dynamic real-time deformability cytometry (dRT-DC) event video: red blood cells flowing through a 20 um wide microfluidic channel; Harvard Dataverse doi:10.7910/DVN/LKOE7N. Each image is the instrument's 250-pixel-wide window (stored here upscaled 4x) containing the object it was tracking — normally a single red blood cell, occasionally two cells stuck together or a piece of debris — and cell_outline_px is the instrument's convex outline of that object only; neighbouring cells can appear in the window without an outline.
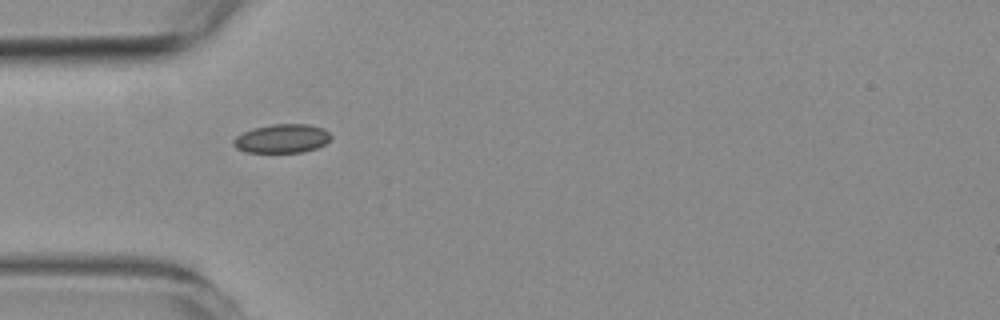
{"species": "common noctule bat (a hibernating species)", "species_latin": "Nyctalus noctula", "temperature_condition": "room temperature", "stored_images_in_passage": 24, "camera_frame_rate_fps": 3000, "um_per_image_px": 0.085, "animal": {"sex": "female", "body_mass_g": 19.3, "forearm_length_mm": 54.1}, "frame": {"image": 1, "passage_image": 1, "time_ms": 0.0, "image_size_px": [1000, 320], "cell_outline_px": [[332, 136], [324, 144], [316, 148], [304, 152], [248, 152], [236, 148], [232, 144], [232, 140], [236, 136], [252, 128], [272, 124], [308, 124], [324, 128]], "centroid_in_image_um": [23.96, 11.77], "position_along_channel_um": 61.0, "area_um2": 16.36}}